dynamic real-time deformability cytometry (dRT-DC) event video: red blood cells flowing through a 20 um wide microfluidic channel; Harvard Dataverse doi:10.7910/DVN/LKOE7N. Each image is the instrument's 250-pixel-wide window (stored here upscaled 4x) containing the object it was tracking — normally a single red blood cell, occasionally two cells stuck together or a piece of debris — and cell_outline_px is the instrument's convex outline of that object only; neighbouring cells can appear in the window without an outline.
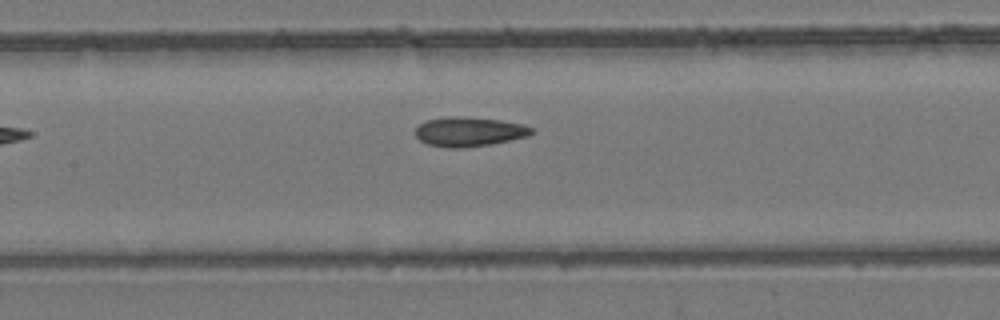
{"species": "common noctule bat (a hibernating species)", "species_latin": "Nyctalus noctula", "temperature_condition": "room temperature", "stored_images_in_passage": 5, "camera_frame_rate_fps": 3000, "um_per_image_px": 0.085, "animal": {"sex": "female", "body_mass_g": 24.6, "forearm_length_mm": 56.2}, "frame": {"image": 1, "passage_image": 5, "time_ms": 4.667, "image_size_px": [1000, 320], "cell_outline_px": [[536, 132], [528, 136], [492, 144], [464, 148], [448, 148], [428, 144], [420, 140], [416, 136], [416, 128], [424, 120], [448, 116], [464, 116], [500, 120], [524, 124], [536, 128]], "centroid_in_image_um": [39.92, 11.19], "position_along_channel_um": 167.5, "area_um2": 20.29}}